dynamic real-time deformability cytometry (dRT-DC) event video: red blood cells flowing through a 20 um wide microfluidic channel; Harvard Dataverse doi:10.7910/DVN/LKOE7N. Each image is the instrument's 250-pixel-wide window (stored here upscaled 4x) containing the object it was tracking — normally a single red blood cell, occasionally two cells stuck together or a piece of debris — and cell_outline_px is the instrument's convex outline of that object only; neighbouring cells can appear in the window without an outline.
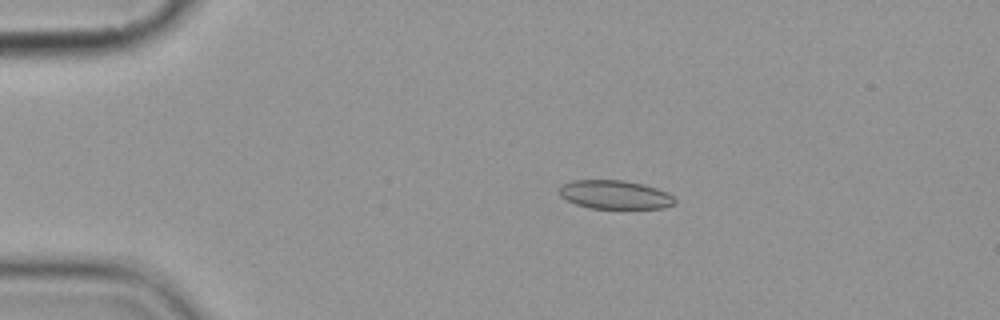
{"species": "common noctule bat (a hibernating species)", "species_latin": "Nyctalus noctula", "temperature_condition": "cold", "stored_images_in_passage": 6, "camera_frame_rate_fps": 3000, "um_per_image_px": 0.085, "animal": {"sex": "female", "body_mass_g": 19.9}, "frame": {"image": 1, "passage_image": 4, "time_ms": 3.667, "image_size_px": [1000, 320], "cell_outline_px": [[676, 204], [664, 208], [588, 208], [576, 204], [560, 196], [560, 188], [564, 184], [572, 180], [624, 180], [644, 184], [668, 192], [676, 200]], "centroid_in_image_um": [52.31, 16.54], "position_along_channel_um": 32.7, "area_um2": 19.31}}